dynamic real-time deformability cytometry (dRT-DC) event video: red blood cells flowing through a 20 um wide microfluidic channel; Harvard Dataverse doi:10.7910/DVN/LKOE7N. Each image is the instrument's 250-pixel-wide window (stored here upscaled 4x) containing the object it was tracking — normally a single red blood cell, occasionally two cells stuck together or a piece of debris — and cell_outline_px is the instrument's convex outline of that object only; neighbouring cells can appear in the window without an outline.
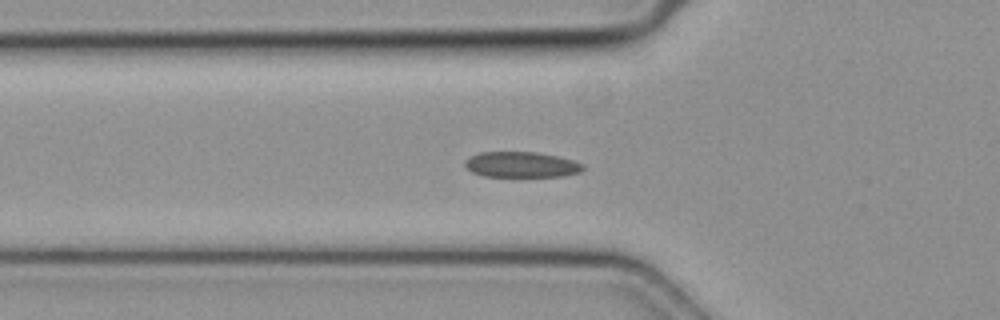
{"species": "common noctule bat (a hibernating species)", "species_latin": "Nyctalus noctula", "temperature_condition": "cold", "stored_images_in_passage": 44, "camera_frame_rate_fps": 3000, "um_per_image_px": 0.085, "animal": {"sex": "female", "body_mass_g": 19.3, "forearm_length_mm": 54.1}, "frame": {"image": 1, "passage_image": 11, "time_ms": 3.333, "image_size_px": [1000, 320], "cell_outline_px": [[584, 168], [580, 172], [564, 176], [484, 176], [472, 172], [464, 164], [464, 160], [468, 156], [480, 152], [536, 152], [556, 156], [572, 160], [584, 164]], "centroid_in_image_um": [44.29, 13.98], "position_along_channel_um": 81.5, "area_um2": 17.57}}
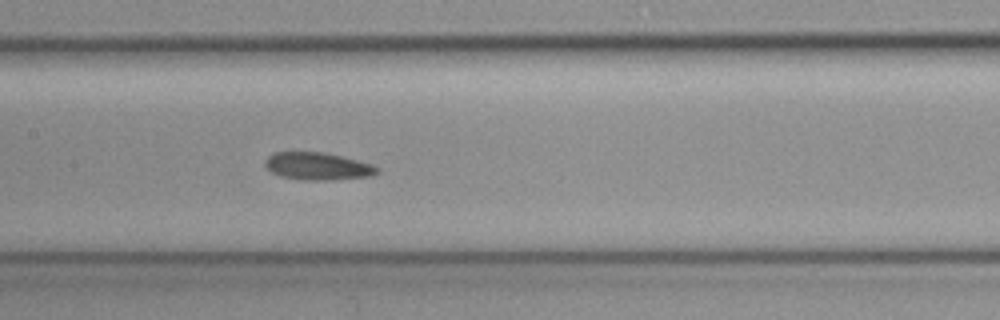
{"frame": {"image": 2, "passage_image": 18, "time_ms": 5.667, "image_size_px": [1000, 320], "cell_outline_px": [[380, 172], [368, 176], [324, 180], [304, 180], [280, 176], [272, 172], [264, 164], [264, 160], [272, 152], [324, 152], [344, 156], [372, 164], [380, 168]], "centroid_in_image_um": [27.0, 14.11], "position_along_channel_um": 180.4, "area_um2": 17.98}}
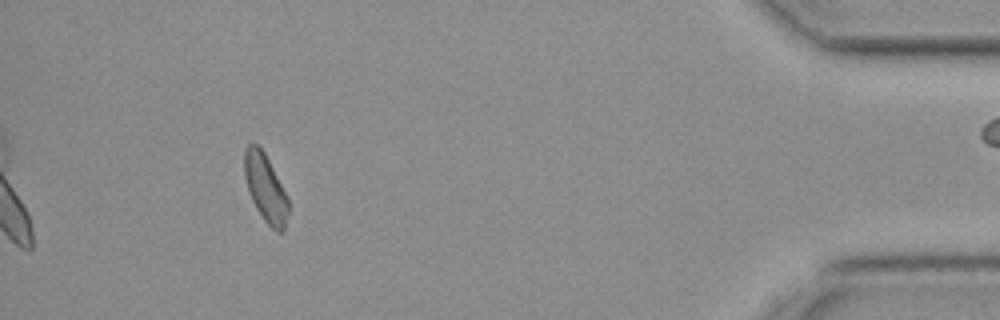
{"frame": {"image": 3, "passage_image": 39, "time_ms": 12.667, "image_size_px": [1000, 320], "cell_outline_px": [[288, 212], [284, 232], [276, 232], [264, 220], [256, 208], [248, 192], [244, 176], [244, 148], [248, 144], [256, 144], [264, 152], [288, 200]], "centroid_in_image_um": [22.53, 16.0], "position_along_channel_um": 412.7, "area_um2": 17.05}}